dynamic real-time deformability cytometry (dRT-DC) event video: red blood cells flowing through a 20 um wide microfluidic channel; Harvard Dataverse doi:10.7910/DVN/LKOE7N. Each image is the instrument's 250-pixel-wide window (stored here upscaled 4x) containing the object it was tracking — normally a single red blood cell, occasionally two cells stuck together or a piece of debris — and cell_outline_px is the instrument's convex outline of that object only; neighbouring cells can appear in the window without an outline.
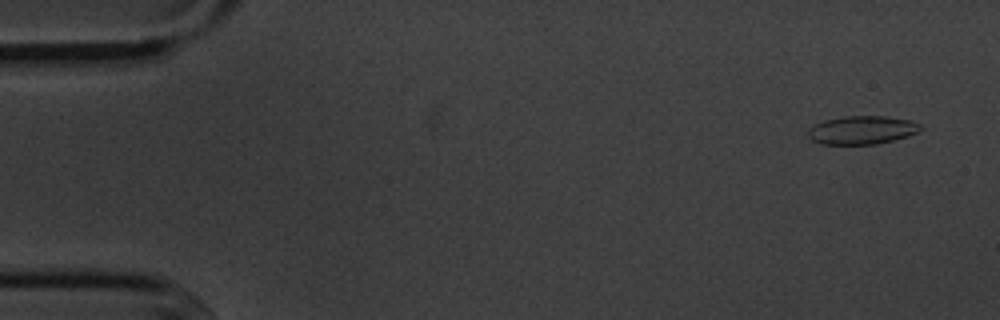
{"species": "common noctule bat (a hibernating species)", "species_latin": "Nyctalus noctula", "temperature_condition": "cold", "stored_images_in_passage": 4, "camera_frame_rate_fps": 3000, "um_per_image_px": 0.085, "animal": {"sex": "male", "body_mass_g": 20.1, "forearm_length_mm": 53.5}, "frame": {"image": 1, "passage_image": 1, "time_ms": 0.0, "image_size_px": [1000, 320], "cell_outline_px": [[924, 128], [908, 136], [876, 144], [820, 144], [812, 140], [808, 136], [808, 128], [824, 120], [844, 116], [884, 116], [912, 120], [920, 124]], "centroid_in_image_um": [73.27, 11.05], "position_along_channel_um": 11.7, "area_um2": 18.61}}
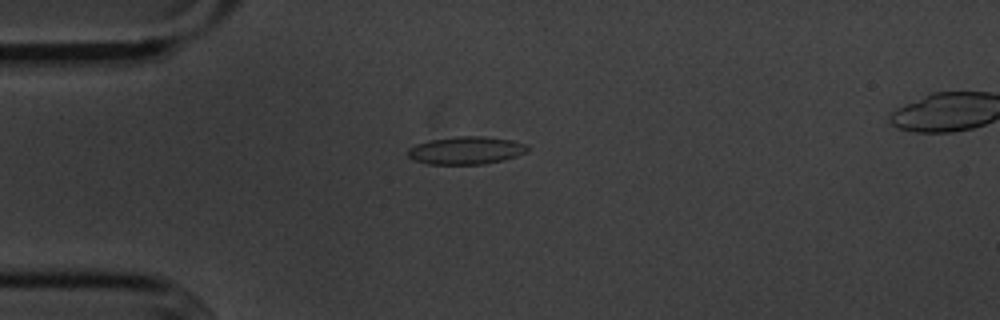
{"frame": {"image": 2, "passage_image": 4, "time_ms": 3.667, "image_size_px": [1000, 320], "cell_outline_px": [[528, 152], [504, 160], [484, 164], [428, 164], [416, 160], [408, 156], [408, 148], [416, 144], [428, 140], [460, 136], [484, 136], [512, 140], [528, 144]], "centroid_in_image_um": [39.65, 12.78], "position_along_channel_um": 45.4, "area_um2": 19.42}}